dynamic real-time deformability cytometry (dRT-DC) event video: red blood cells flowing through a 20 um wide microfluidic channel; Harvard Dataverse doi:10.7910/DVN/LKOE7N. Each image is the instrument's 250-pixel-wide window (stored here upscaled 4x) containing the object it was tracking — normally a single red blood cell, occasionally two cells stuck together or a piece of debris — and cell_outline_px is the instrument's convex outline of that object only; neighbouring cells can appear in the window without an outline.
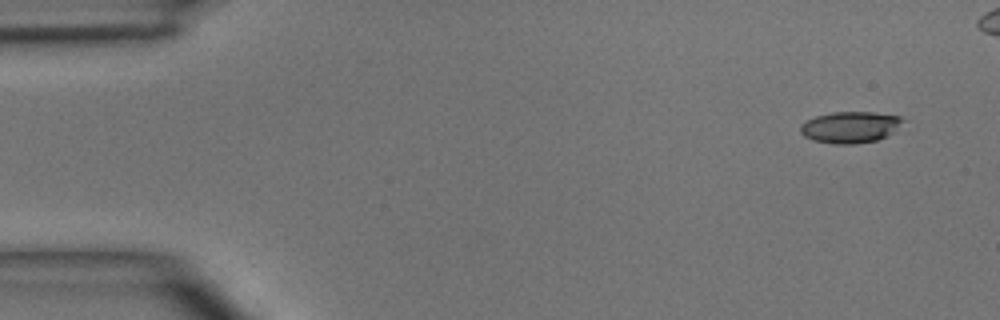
{"species": "common noctule bat (a hibernating species)", "species_latin": "Nyctalus noctula", "temperature_condition": "room temperature", "stored_images_in_passage": 5, "camera_frame_rate_fps": 3000, "um_per_image_px": 0.085, "animal": {"sex": "male", "body_mass_g": 15.6}, "frame": {"image": 1, "passage_image": 1, "time_ms": 0.0, "image_size_px": [1000, 320], "cell_outline_px": [[904, 120], [892, 132], [876, 140], [852, 144], [836, 144], [816, 140], [804, 136], [800, 132], [800, 124], [816, 116], [832, 112], [872, 112], [900, 116]], "centroid_in_image_um": [72.24, 10.8], "position_along_channel_um": 12.8, "area_um2": 18.38}}